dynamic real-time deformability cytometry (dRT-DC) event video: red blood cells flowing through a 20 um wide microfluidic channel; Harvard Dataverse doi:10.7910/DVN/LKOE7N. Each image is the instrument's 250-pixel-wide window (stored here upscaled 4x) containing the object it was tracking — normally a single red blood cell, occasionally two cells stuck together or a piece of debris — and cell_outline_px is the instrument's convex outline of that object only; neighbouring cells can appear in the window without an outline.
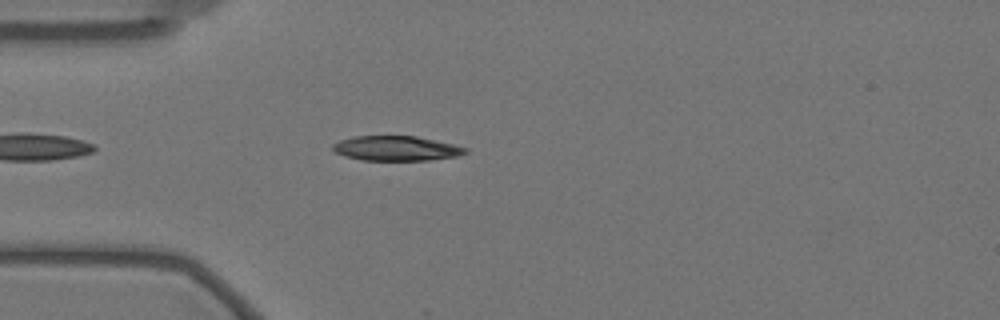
{"species": "Egyptian fruit bat (a non-hibernating species)", "species_latin": "Rousettus aegyptiacus", "temperature_condition": "warm", "stored_images_in_passage": 12, "camera_frame_rate_fps": 3000, "um_per_image_px": 0.085, "animal": {"sex": "female"}, "frame": {"image": 1, "passage_image": 5, "time_ms": 1.333, "image_size_px": [1000, 320], "cell_outline_px": [[468, 152], [456, 156], [428, 160], [360, 160], [344, 156], [336, 152], [332, 148], [332, 144], [340, 140], [356, 136], [416, 136], [452, 144], [468, 148]], "centroid_in_image_um": [33.66, 12.61], "position_along_channel_um": 51.3, "area_um2": 19.02}}
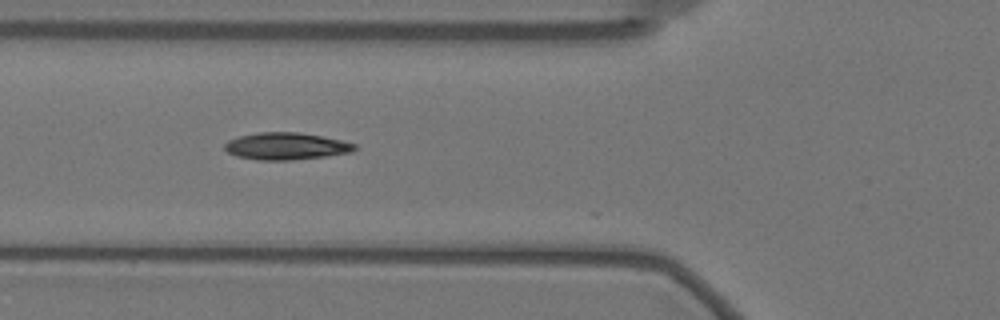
{"frame": {"image": 2, "passage_image": 10, "time_ms": 3.0, "image_size_px": [1000, 320], "cell_outline_px": [[356, 148], [352, 152], [324, 156], [292, 160], [260, 160], [236, 156], [228, 152], [224, 148], [224, 144], [228, 140], [240, 136], [260, 132], [296, 132], [320, 136], [340, 140], [356, 144]], "centroid_in_image_um": [24.29, 12.43], "position_along_channel_um": 101.5, "area_um2": 20.29}}